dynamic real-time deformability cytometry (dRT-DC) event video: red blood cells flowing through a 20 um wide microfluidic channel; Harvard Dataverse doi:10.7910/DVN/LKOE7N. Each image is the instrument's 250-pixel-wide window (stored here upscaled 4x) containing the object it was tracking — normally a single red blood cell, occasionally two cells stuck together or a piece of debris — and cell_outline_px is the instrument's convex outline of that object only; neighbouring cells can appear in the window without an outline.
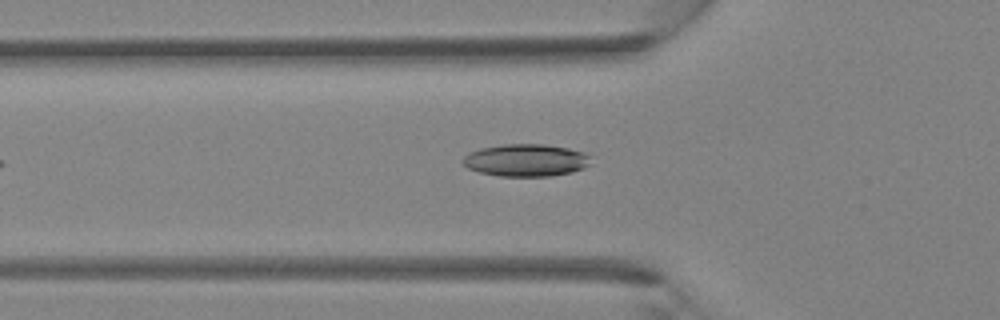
{"species": "Egyptian fruit bat (a non-hibernating species)", "species_latin": "Rousettus aegyptiacus", "temperature_condition": "room temperature", "stored_images_in_passage": 31, "camera_frame_rate_fps": 3000, "um_per_image_px": 0.085, "animal": {"sex": "female"}, "frame": {"image": 1, "passage_image": 7, "time_ms": 2.0, "image_size_px": [1000, 320], "cell_outline_px": [[592, 156], [588, 164], [584, 168], [572, 172], [552, 176], [500, 176], [480, 172], [468, 168], [460, 160], [464, 156], [480, 148], [504, 144], [544, 144], [568, 148], [584, 152]], "centroid_in_image_um": [44.72, 13.62], "position_along_channel_um": 81.1, "area_um2": 24.16}}
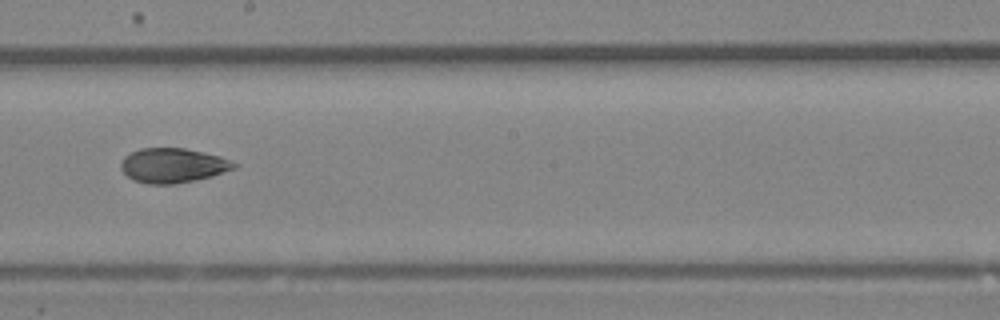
{"frame": {"image": 2, "passage_image": 16, "time_ms": 5.0, "image_size_px": [1000, 320], "cell_outline_px": [[240, 164], [236, 168], [212, 176], [176, 184], [148, 184], [132, 180], [120, 168], [120, 164], [124, 156], [140, 148], [184, 148], [220, 156]], "centroid_in_image_um": [14.7, 14.06], "position_along_channel_um": 233.5, "area_um2": 22.89}}
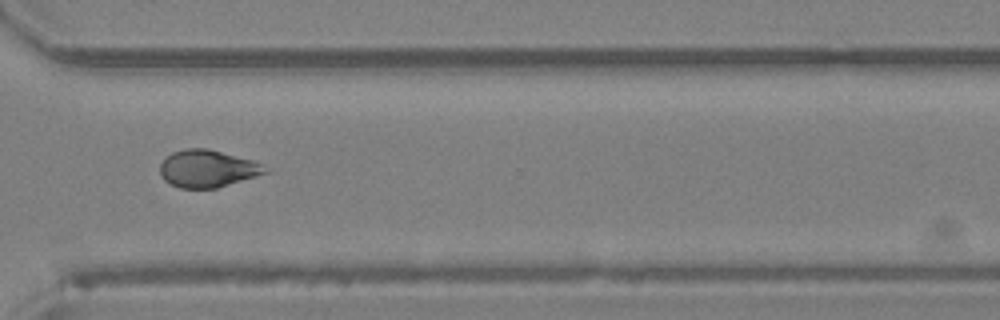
{"frame": {"image": 3, "passage_image": 23, "time_ms": 7.333, "image_size_px": [1000, 320], "cell_outline_px": [[272, 172], [216, 188], [180, 188], [164, 180], [160, 176], [160, 164], [172, 152], [188, 148], [208, 148], [252, 160], [264, 164]], "centroid_in_image_um": [17.68, 14.33], "position_along_channel_um": 352.9, "area_um2": 23.0}}